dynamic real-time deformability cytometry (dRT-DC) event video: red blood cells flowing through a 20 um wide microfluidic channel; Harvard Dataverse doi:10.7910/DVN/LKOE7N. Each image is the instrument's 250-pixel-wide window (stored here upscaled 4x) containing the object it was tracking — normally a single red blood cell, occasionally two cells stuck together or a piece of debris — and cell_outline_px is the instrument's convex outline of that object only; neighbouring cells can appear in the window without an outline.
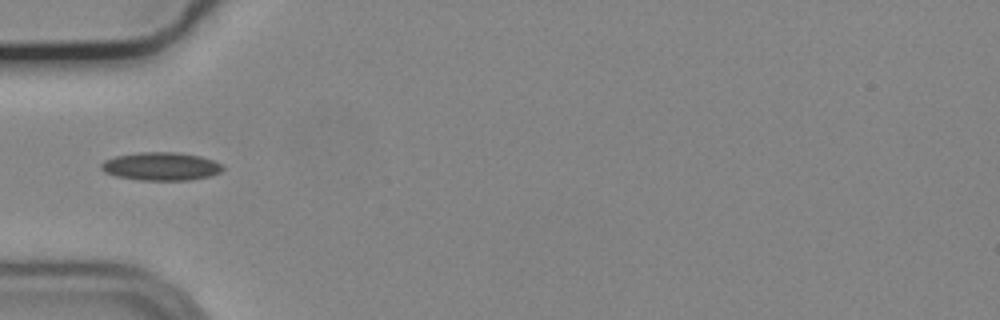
{"species": "common noctule bat (a hibernating species)", "species_latin": "Nyctalus noctula", "temperature_condition": "cold", "stored_images_in_passage": 38, "camera_frame_rate_fps": 3000, "um_per_image_px": 0.085, "animal": {"sex": "male", "body_mass_g": 19.2, "forearm_length_mm": 51.8}, "frame": {"image": 1, "passage_image": 1, "time_ms": 0.0, "image_size_px": [1000, 320], "cell_outline_px": [[224, 168], [220, 172], [208, 176], [188, 180], [140, 180], [116, 176], [104, 172], [100, 168], [100, 164], [104, 160], [116, 156], [140, 152], [176, 152], [200, 156], [212, 160], [220, 164]], "centroid_in_image_um": [13.64, 14.14], "position_along_channel_um": 71.4, "area_um2": 19.83}}
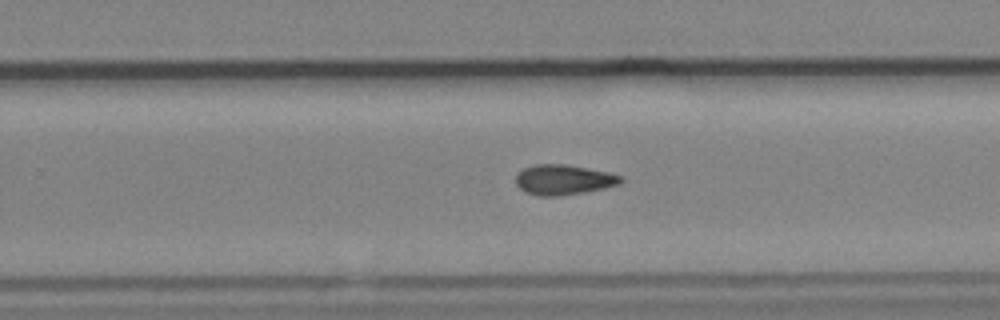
{"frame": {"image": 2, "passage_image": 18, "time_ms": 5.667, "image_size_px": [1000, 320], "cell_outline_px": [[624, 180], [620, 184], [604, 188], [584, 192], [556, 196], [540, 196], [524, 192], [516, 184], [516, 172], [524, 168], [536, 164], [568, 164], [608, 172], [620, 176]], "centroid_in_image_um": [47.88, 15.27], "position_along_channel_um": 281.9, "area_um2": 18.5}}
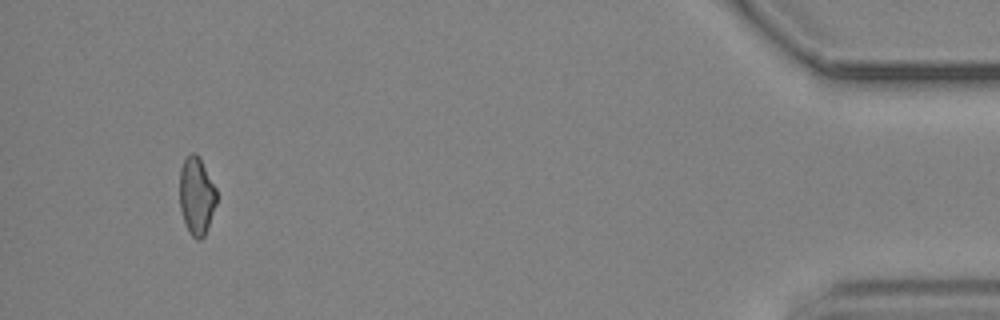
{"frame": {"image": 3, "passage_image": 35, "time_ms": 11.333, "image_size_px": [1000, 320], "cell_outline_px": [[216, 204], [204, 236], [200, 240], [196, 240], [188, 232], [180, 208], [180, 168], [184, 160], [192, 152], [200, 160], [216, 188]], "centroid_in_image_um": [16.69, 16.7], "position_along_channel_um": 418.5, "area_um2": 16.36}, "authors_computed_cell_mechanics": {"area_um2": 17.7735, "velocity_mm_per_s": 3.7121, "shape_relaxation_time_tau1_ms": null, "shape_relaxation_time_tau2_ms": 8.9688, "deformation_change_tau1": null, "deformation_change_tau2": 0.1689}}